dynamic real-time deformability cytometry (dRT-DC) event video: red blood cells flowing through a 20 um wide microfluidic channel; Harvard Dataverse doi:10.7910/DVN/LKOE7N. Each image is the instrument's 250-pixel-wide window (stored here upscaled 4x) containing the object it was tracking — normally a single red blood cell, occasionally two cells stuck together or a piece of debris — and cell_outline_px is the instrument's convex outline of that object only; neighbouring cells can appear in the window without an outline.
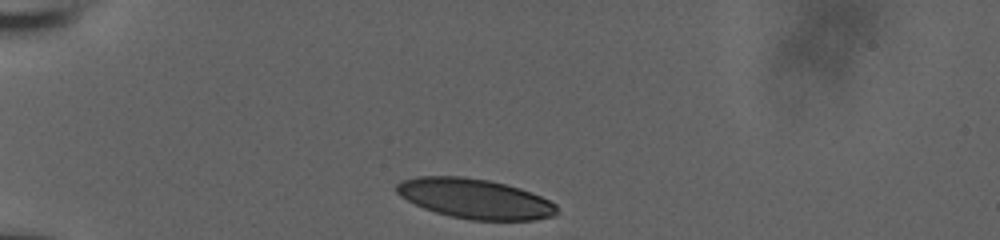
{"species": "human", "species_latin": "Homo sapiens", "temperature_condition": "room temperature", "stored_images_in_passage": 11, "camera_frame_rate_fps": 3000, "um_per_image_px": 0.085, "donor": {"sex": "male"}, "frame": {"image": 1, "passage_image": 1, "time_ms": 0.0, "image_size_px": [1000, 240], "cell_outline_px": [[556, 216], [532, 220], [468, 220], [436, 212], [424, 208], [400, 196], [396, 192], [396, 184], [400, 180], [416, 176], [460, 176], [488, 180], [520, 188], [540, 196], [556, 204]], "centroid_in_image_um": [40.34, 16.88], "position_along_channel_um": 44.7, "area_um2": 37.11}}
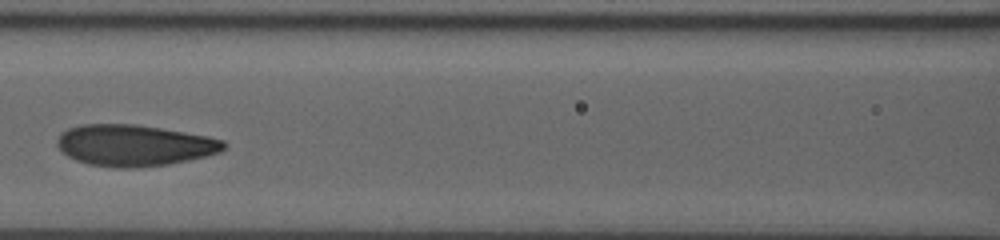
{"frame": {"image": 2, "passage_image": 7, "time_ms": 2.0, "image_size_px": [1000, 240], "cell_outline_px": [[228, 144], [220, 152], [188, 160], [168, 164], [136, 168], [116, 168], [88, 164], [76, 160], [68, 156], [56, 144], [56, 140], [60, 132], [68, 128], [80, 124], [136, 124], [208, 136], [224, 140]], "centroid_in_image_um": [11.39, 12.35], "position_along_channel_um": 155.2, "area_um2": 40.23}}
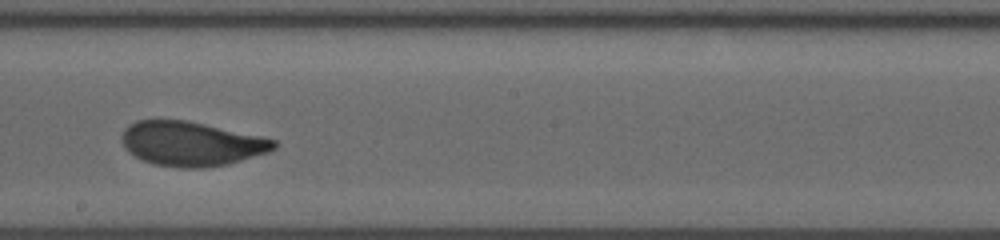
{"frame": {"image": 3, "passage_image": 10, "time_ms": 3.0, "image_size_px": [1000, 240], "cell_outline_px": [[276, 148], [268, 152], [228, 164], [200, 168], [180, 168], [152, 164], [140, 160], [128, 152], [124, 148], [120, 136], [124, 128], [128, 124], [136, 120], [188, 120], [260, 136], [276, 140]], "centroid_in_image_um": [16.2, 12.22], "position_along_channel_um": 232.0, "area_um2": 39.65}}